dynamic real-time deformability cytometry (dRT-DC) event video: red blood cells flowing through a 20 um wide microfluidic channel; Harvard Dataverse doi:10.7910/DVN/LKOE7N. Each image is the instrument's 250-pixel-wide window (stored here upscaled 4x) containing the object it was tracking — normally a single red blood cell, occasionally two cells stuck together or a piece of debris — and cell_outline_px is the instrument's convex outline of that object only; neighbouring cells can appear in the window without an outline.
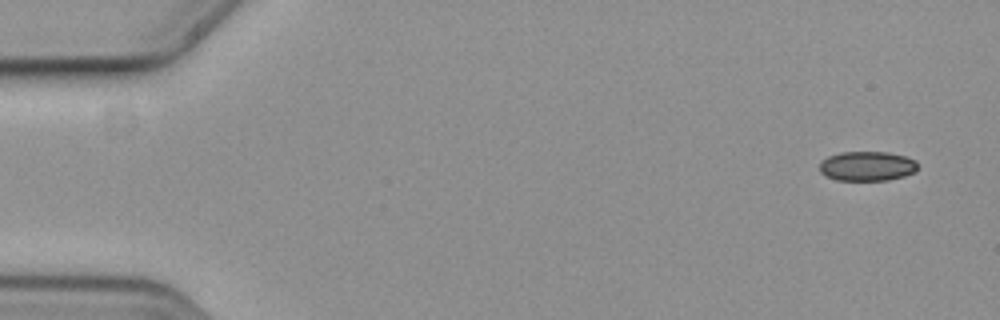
{"species": "common noctule bat (a hibernating species)", "species_latin": "Nyctalus noctula", "temperature_condition": "cold", "stored_images_in_passage": 15, "camera_frame_rate_fps": 3000, "um_per_image_px": 0.085, "animal": {"sex": "female", "body_mass_g": 19.3, "forearm_length_mm": 54.1}, "frame": {"image": 1, "passage_image": 1, "time_ms": 0.0, "image_size_px": [1000, 320], "cell_outline_px": [[916, 168], [912, 172], [904, 176], [888, 180], [836, 180], [820, 172], [820, 160], [828, 156], [840, 152], [888, 152], [904, 156], [916, 160]], "centroid_in_image_um": [73.67, 14.11], "position_along_channel_um": 11.3, "area_um2": 16.82}}
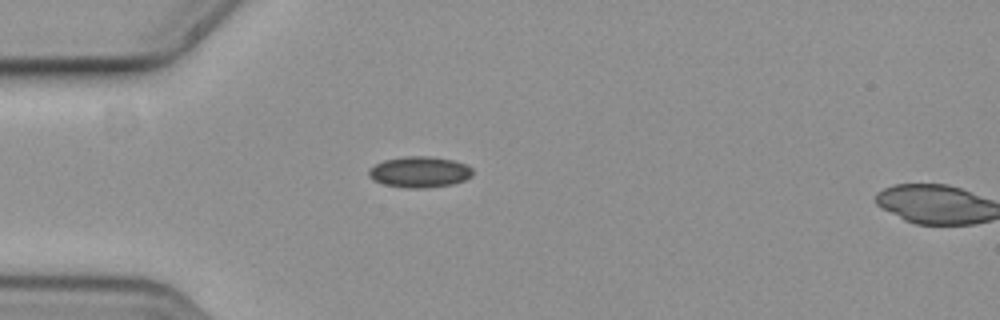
{"frame": {"image": 2, "passage_image": 14, "time_ms": 4.333, "image_size_px": [1000, 320], "cell_outline_px": [[472, 176], [464, 180], [452, 184], [424, 188], [404, 188], [384, 184], [372, 180], [368, 176], [368, 172], [376, 164], [384, 160], [404, 156], [432, 156], [452, 160], [464, 164], [472, 168]], "centroid_in_image_um": [35.65, 14.62], "position_along_channel_um": 49.4, "area_um2": 18.73}}